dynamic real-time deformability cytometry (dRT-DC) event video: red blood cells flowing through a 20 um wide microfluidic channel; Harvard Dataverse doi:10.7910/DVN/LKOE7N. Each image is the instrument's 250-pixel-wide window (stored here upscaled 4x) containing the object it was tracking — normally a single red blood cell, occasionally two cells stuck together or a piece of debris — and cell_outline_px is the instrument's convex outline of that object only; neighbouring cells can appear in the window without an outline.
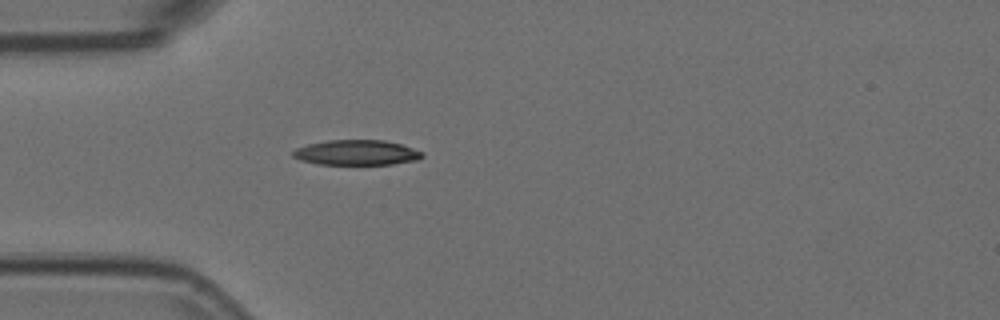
{"species": "Egyptian fruit bat (a non-hibernating species)", "species_latin": "Rousettus aegyptiacus", "temperature_condition": "room temperature", "stored_images_in_passage": 20, "camera_frame_rate_fps": 3000, "um_per_image_px": 0.085, "animal": {"sex": "female"}, "frame": {"image": 1, "passage_image": 1, "time_ms": 0.0, "image_size_px": [1000, 320], "cell_outline_px": [[424, 156], [416, 160], [392, 164], [316, 164], [300, 160], [292, 156], [292, 152], [296, 148], [308, 144], [328, 140], [384, 140], [400, 144], [424, 152]], "centroid_in_image_um": [30.29, 12.97], "position_along_channel_um": 54.7, "area_um2": 18.9}}
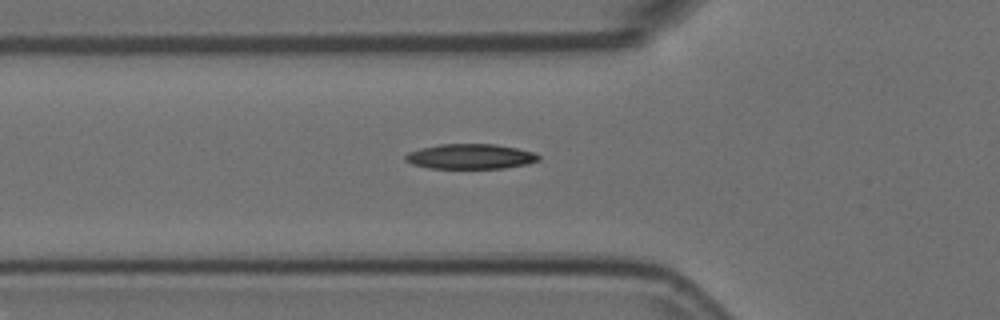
{"frame": {"image": 2, "passage_image": 4, "time_ms": 1.0, "image_size_px": [1000, 320], "cell_outline_px": [[540, 160], [528, 164], [504, 168], [428, 168], [412, 164], [404, 160], [404, 156], [408, 152], [420, 148], [440, 144], [496, 144], [516, 148], [532, 152], [540, 156]], "centroid_in_image_um": [39.96, 13.3], "position_along_channel_um": 85.8, "area_um2": 19.48}}
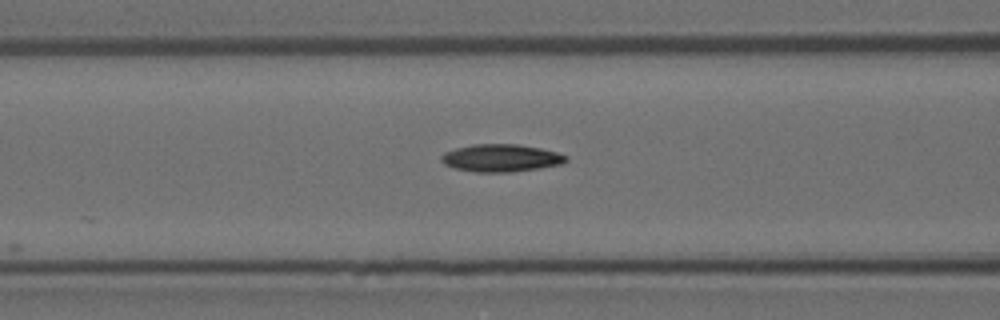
{"frame": {"image": 3, "passage_image": 7, "time_ms": 2.0, "image_size_px": [1000, 320], "cell_outline_px": [[568, 160], [560, 164], [540, 168], [512, 172], [476, 172], [452, 168], [444, 164], [440, 160], [440, 156], [444, 152], [456, 148], [472, 144], [516, 144], [540, 148], [556, 152], [568, 156]], "centroid_in_image_um": [42.55, 13.43], "position_along_channel_um": 124.1, "area_um2": 20.11}}